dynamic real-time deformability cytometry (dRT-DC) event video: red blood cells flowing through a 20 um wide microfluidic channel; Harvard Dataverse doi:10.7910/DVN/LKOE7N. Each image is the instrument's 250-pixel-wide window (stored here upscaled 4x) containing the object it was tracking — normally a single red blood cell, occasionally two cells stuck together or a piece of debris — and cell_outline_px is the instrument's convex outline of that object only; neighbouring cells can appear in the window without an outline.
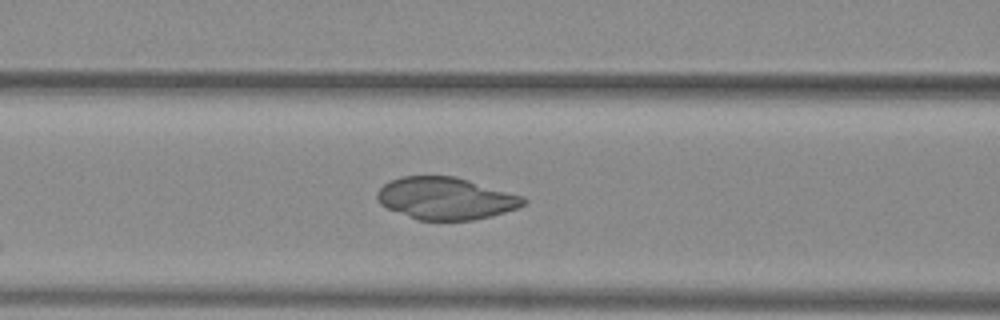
{"species": "common noctule bat (a hibernating species)", "species_latin": "Nyctalus noctula", "temperature_condition": "warm", "stored_images_in_passage": 28, "camera_frame_rate_fps": 3000, "um_per_image_px": 0.085, "animal": {"sex": "female", "body_mass_g": 29.2, "forearm_length_mm": 56.3}, "frame": {"image": 1, "passage_image": 7, "time_ms": 2.0, "image_size_px": [1000, 320], "cell_outline_px": [[528, 200], [520, 208], [492, 216], [472, 220], [416, 220], [388, 208], [380, 204], [376, 196], [376, 192], [384, 184], [392, 180], [404, 176], [456, 176], [524, 196]], "centroid_in_image_um": [37.92, 16.87], "position_along_channel_um": 128.7, "area_um2": 36.13}}
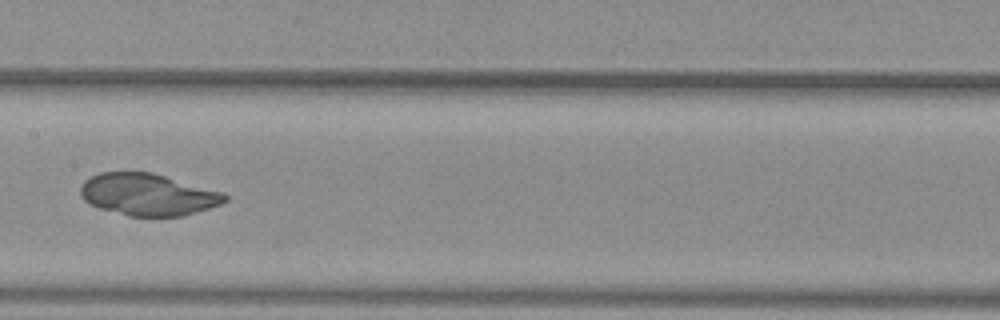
{"frame": {"image": 2, "passage_image": 12, "time_ms": 3.667, "image_size_px": [1000, 320], "cell_outline_px": [[228, 200], [220, 204], [184, 216], [128, 216], [100, 208], [88, 204], [80, 196], [80, 188], [84, 180], [100, 172], [152, 172], [224, 192], [228, 196]], "centroid_in_image_um": [12.57, 16.53], "position_along_channel_um": 194.8, "area_um2": 35.43}}
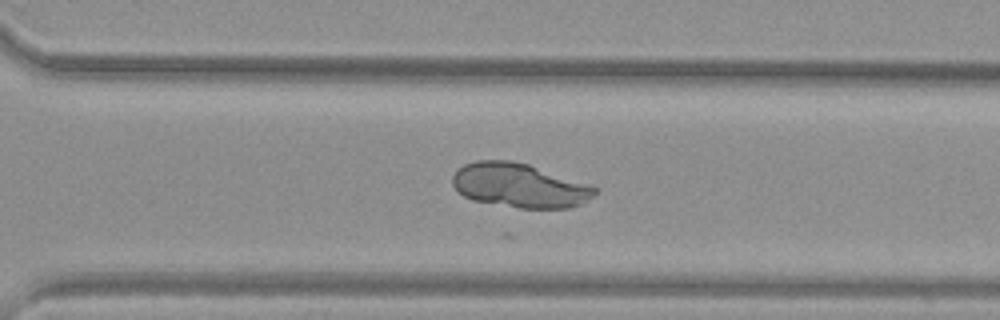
{"frame": {"image": 3, "passage_image": 22, "time_ms": 7.0, "image_size_px": [1000, 320], "cell_outline_px": [[596, 192], [592, 196], [580, 204], [572, 208], [520, 208], [472, 200], [456, 192], [452, 184], [452, 176], [464, 164], [476, 160], [512, 160], [528, 164], [596, 188]], "centroid_in_image_um": [44.07, 15.77], "position_along_channel_um": 326.5, "area_um2": 36.24}}